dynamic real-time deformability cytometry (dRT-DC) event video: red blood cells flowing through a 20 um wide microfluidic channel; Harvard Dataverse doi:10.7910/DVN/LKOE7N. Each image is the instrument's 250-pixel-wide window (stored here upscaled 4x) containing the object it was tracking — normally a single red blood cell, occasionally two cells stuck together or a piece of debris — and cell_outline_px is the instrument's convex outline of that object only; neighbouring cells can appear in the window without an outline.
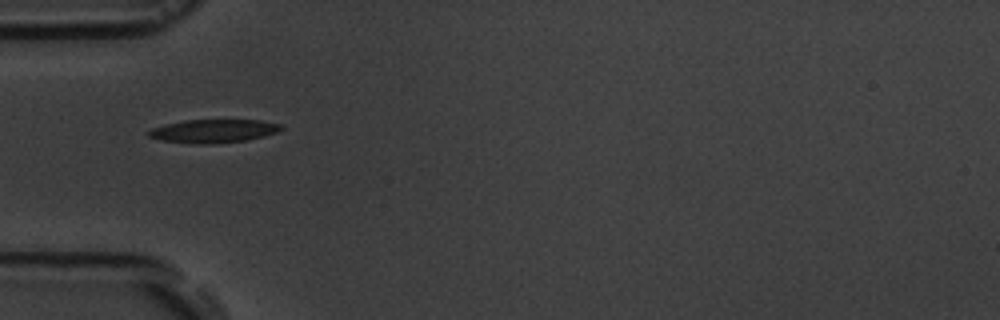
{"species": "common noctule bat (a hibernating species)", "species_latin": "Nyctalus noctula", "temperature_condition": "room temperature", "stored_images_in_passage": 2, "camera_frame_rate_fps": 3000, "um_per_image_px": 0.085, "animal": {"sex": "male", "body_mass_g": 19.5, "forearm_length_mm": 54.6}, "frame": {"image": 1, "passage_image": 1, "time_ms": 0.0, "image_size_px": [1000, 320], "cell_outline_px": [[284, 128], [276, 132], [264, 136], [248, 140], [216, 144], [192, 144], [160, 140], [148, 136], [148, 132], [152, 128], [164, 124], [184, 120], [260, 120], [280, 124]], "centroid_in_image_um": [18.13, 11.14], "position_along_channel_um": 66.9, "area_um2": 18.21}}
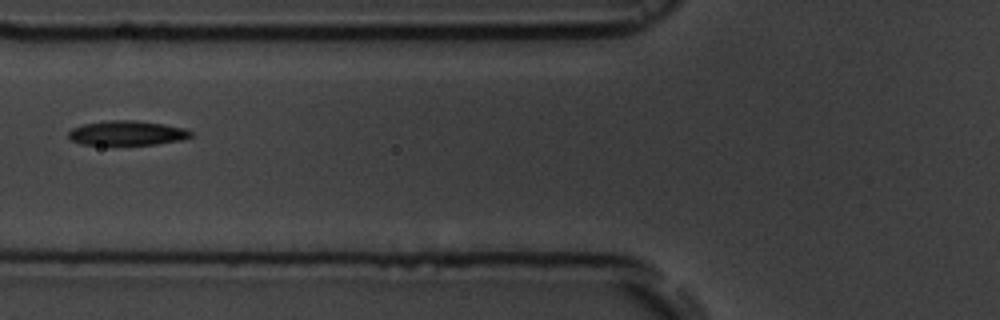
{"frame": {"image": 2, "passage_image": 2, "time_ms": 1.333, "image_size_px": [1000, 320], "cell_outline_px": [[192, 136], [180, 140], [156, 144], [80, 144], [68, 140], [68, 132], [72, 128], [84, 124], [108, 120], [132, 120], [164, 124], [184, 128], [192, 132]], "centroid_in_image_um": [10.76, 11.3], "position_along_channel_um": 115.0, "area_um2": 17.4}}